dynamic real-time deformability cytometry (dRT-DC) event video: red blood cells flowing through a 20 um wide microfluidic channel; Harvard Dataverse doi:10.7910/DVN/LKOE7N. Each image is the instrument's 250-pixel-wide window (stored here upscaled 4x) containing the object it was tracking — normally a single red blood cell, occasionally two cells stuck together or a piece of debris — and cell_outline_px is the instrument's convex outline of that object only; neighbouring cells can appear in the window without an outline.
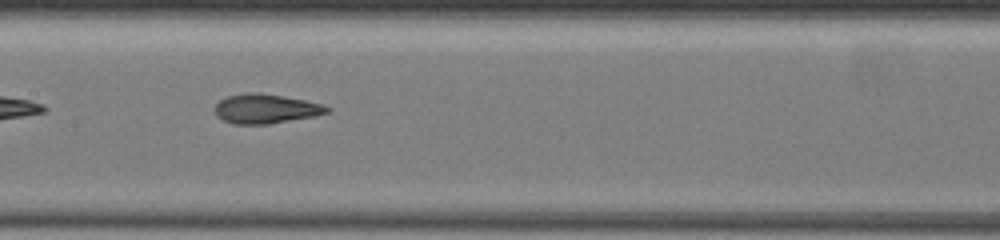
{"species": "common noctule bat (a hibernating species)", "species_latin": "Nyctalus noctula", "temperature_condition": "warm", "stored_images_in_passage": 53, "camera_frame_rate_fps": 3000, "um_per_image_px": 0.085, "animal": {"sex": "female", "body_mass_g": 19.5, "forearm_length_mm": 54.1}, "frame": {"image": 1, "passage_image": 17, "time_ms": 3.333, "image_size_px": [1000, 240], "cell_outline_px": [[332, 112], [316, 116], [268, 124], [232, 124], [216, 116], [216, 104], [220, 100], [228, 96], [248, 92], [260, 92], [304, 100], [324, 104], [332, 108]], "centroid_in_image_um": [22.64, 9.24], "position_along_channel_um": 184.8, "area_um2": 19.36}}
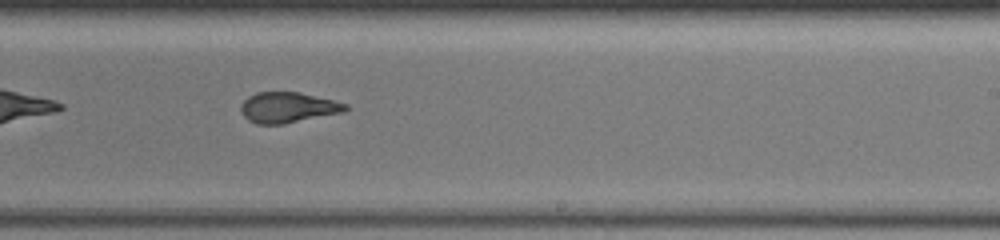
{"frame": {"image": 2, "passage_image": 32, "time_ms": 5.667, "image_size_px": [1000, 240], "cell_outline_px": [[348, 108], [344, 112], [284, 124], [256, 124], [248, 120], [240, 112], [240, 104], [248, 96], [256, 92], [300, 92], [348, 104]], "centroid_in_image_um": [24.44, 9.14], "position_along_channel_um": 264.6, "area_um2": 18.73}}
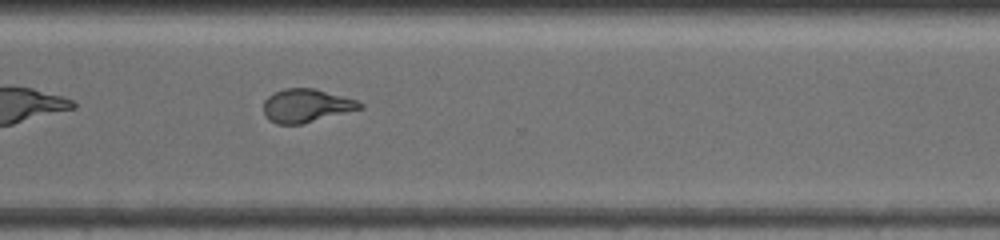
{"frame": {"image": 3, "passage_image": 52, "time_ms": 8.0, "image_size_px": [1000, 240], "cell_outline_px": [[364, 108], [300, 124], [276, 124], [268, 120], [264, 116], [264, 100], [272, 92], [284, 88], [316, 88], [356, 100], [364, 104]], "centroid_in_image_um": [26.01, 8.97], "position_along_channel_um": 344.6, "area_um2": 18.84}}